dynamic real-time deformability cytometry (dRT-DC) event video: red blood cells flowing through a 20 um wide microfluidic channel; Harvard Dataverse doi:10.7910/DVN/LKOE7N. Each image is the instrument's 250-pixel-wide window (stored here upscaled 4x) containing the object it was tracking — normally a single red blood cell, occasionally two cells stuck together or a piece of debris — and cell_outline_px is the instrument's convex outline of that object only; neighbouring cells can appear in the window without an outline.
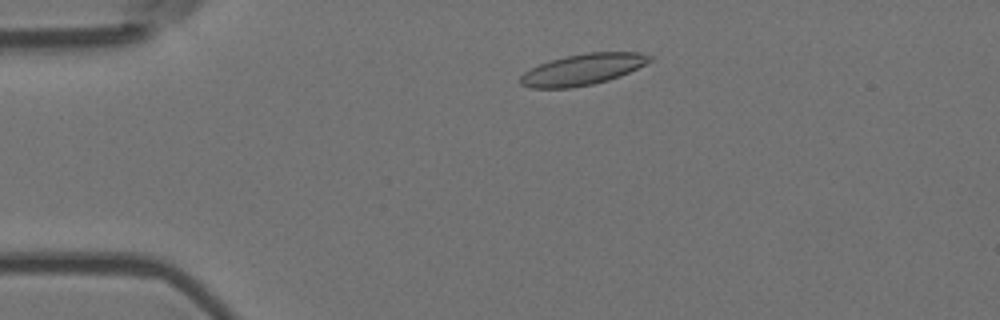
{"species": "Egyptian fruit bat (a non-hibernating species)", "species_latin": "Rousettus aegyptiacus", "temperature_condition": "room temperature", "stored_images_in_passage": 52, "camera_frame_rate_fps": 3000, "um_per_image_px": 0.085, "animal": {"sex": "female"}, "frame": {"image": 1, "passage_image": 8, "time_ms": 2.333, "image_size_px": [1000, 320], "cell_outline_px": [[652, 60], [620, 76], [608, 80], [592, 84], [572, 88], [528, 88], [520, 84], [520, 76], [524, 72], [540, 64], [564, 56], [588, 52], [640, 52], [652, 56]], "centroid_in_image_um": [49.51, 5.9], "position_along_channel_um": 35.5, "area_um2": 23.35}}
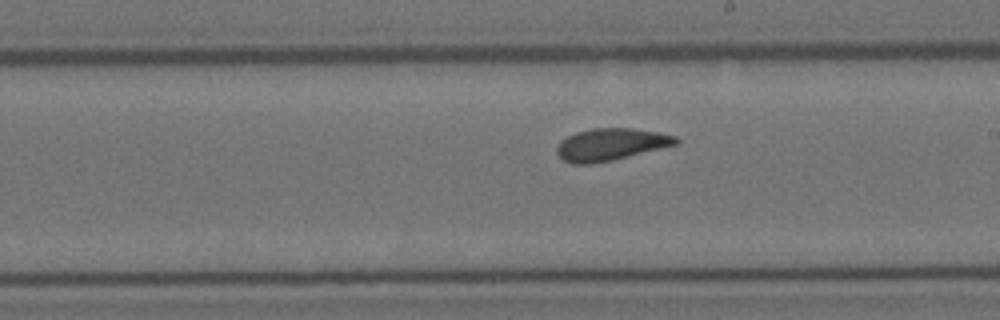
{"frame": {"image": 2, "passage_image": 28, "time_ms": 9.0, "image_size_px": [1000, 320], "cell_outline_px": [[680, 140], [676, 144], [612, 160], [592, 164], [572, 164], [564, 160], [556, 152], [556, 148], [560, 140], [576, 132], [592, 128], [632, 128], [660, 132], [676, 136]], "centroid_in_image_um": [51.89, 12.27], "position_along_channel_um": 237.1, "area_um2": 22.2}}
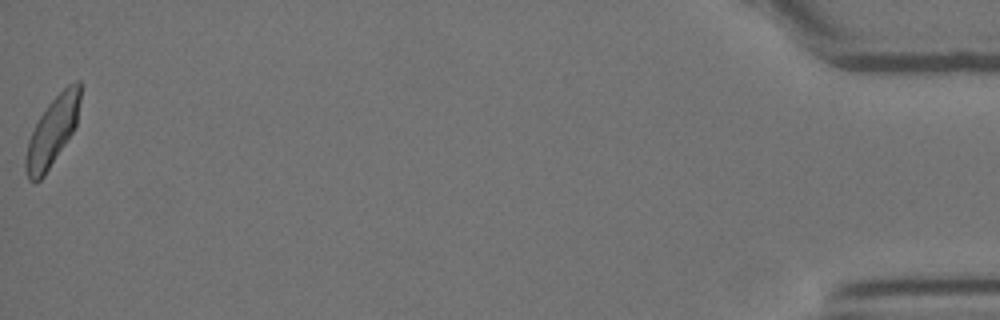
{"frame": {"image": 3, "passage_image": 52, "time_ms": 17.0, "image_size_px": [1000, 320], "cell_outline_px": [[80, 100], [76, 124], [72, 132], [44, 176], [40, 180], [28, 180], [24, 168], [24, 160], [28, 140], [40, 116], [48, 104], [68, 84], [76, 80], [80, 80]], "centroid_in_image_um": [4.43, 11.17], "position_along_channel_um": 430.8, "area_um2": 21.44}, "authors_computed_cell_mechanics": {"area_um2": 22.253, "velocity_mm_per_s": 3.6368, "shape_relaxation_time_tau1_ms": 6.2846, "shape_relaxation_time_tau2_ms": 1.4246, "deformation_change_tau1": 0.1524, "deformation_change_tau2": 0.0779}}